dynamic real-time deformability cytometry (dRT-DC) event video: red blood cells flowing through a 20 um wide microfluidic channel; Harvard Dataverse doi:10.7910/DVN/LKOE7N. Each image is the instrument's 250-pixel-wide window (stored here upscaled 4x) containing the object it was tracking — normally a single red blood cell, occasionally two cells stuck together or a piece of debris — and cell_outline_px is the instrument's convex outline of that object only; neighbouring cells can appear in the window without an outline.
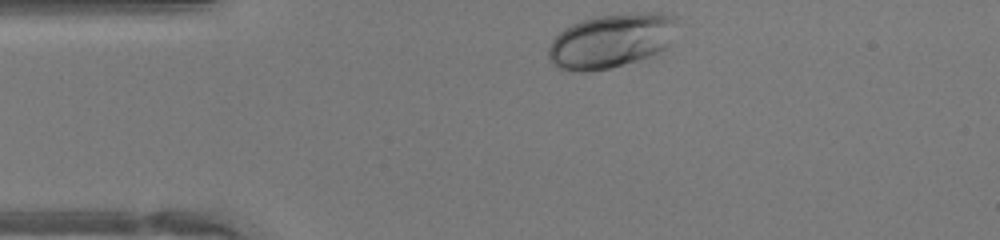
{"species": "human", "species_latin": "Homo sapiens", "temperature_condition": "warm", "stored_images_in_passage": 29, "camera_frame_rate_fps": 3000, "um_per_image_px": 0.085, "donor": {"sex": "female"}, "frame": {"image": 1, "passage_image": 1, "time_ms": 0.0, "image_size_px": [1000, 240], "cell_outline_px": [[680, 20], [668, 44], [664, 48], [648, 56], [624, 64], [608, 68], [588, 72], [580, 72], [556, 68], [548, 60], [548, 48], [552, 40], [564, 28], [580, 20], [596, 16], [628, 12], [664, 12], [676, 16]], "centroid_in_image_um": [51.94, 3.43], "position_along_channel_um": 33.1, "area_um2": 41.1}}
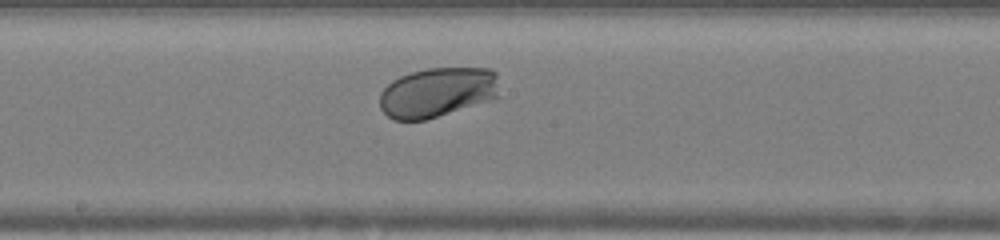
{"frame": {"image": 2, "passage_image": 16, "time_ms": 5.0, "image_size_px": [1000, 240], "cell_outline_px": [[496, 96], [488, 100], [424, 120], [392, 120], [380, 108], [380, 92], [392, 80], [400, 76], [412, 72], [428, 68], [492, 68], [496, 72]], "centroid_in_image_um": [37.11, 7.83], "position_along_channel_um": 211.1, "area_um2": 34.22}}
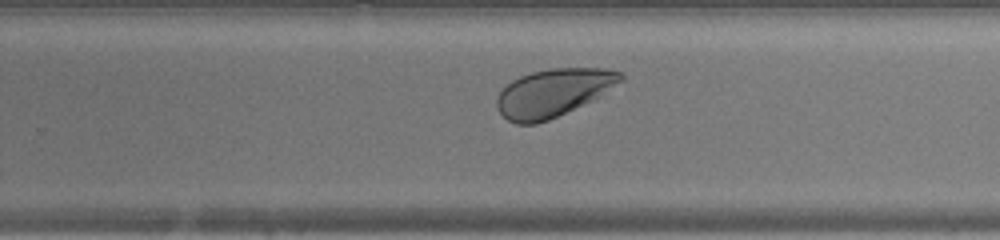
{"frame": {"image": 3, "passage_image": 21, "time_ms": 6.667, "image_size_px": [1000, 240], "cell_outline_px": [[624, 80], [592, 100], [548, 120], [536, 124], [516, 124], [508, 120], [496, 108], [496, 100], [500, 92], [512, 80], [520, 76], [532, 72], [548, 68], [604, 68], [620, 72], [624, 76]], "centroid_in_image_um": [47.01, 7.88], "position_along_channel_um": 282.8, "area_um2": 34.22}, "authors_computed_cell_mechanics": {"area_um2": 35.6626, "velocity_mm_per_s": 4.3066, "shape_relaxation_time_tau1_ms": 2.234, "shape_relaxation_time_tau2_ms": null, "deformation_change_tau1": 0.1056, "deformation_change_tau2": null}}